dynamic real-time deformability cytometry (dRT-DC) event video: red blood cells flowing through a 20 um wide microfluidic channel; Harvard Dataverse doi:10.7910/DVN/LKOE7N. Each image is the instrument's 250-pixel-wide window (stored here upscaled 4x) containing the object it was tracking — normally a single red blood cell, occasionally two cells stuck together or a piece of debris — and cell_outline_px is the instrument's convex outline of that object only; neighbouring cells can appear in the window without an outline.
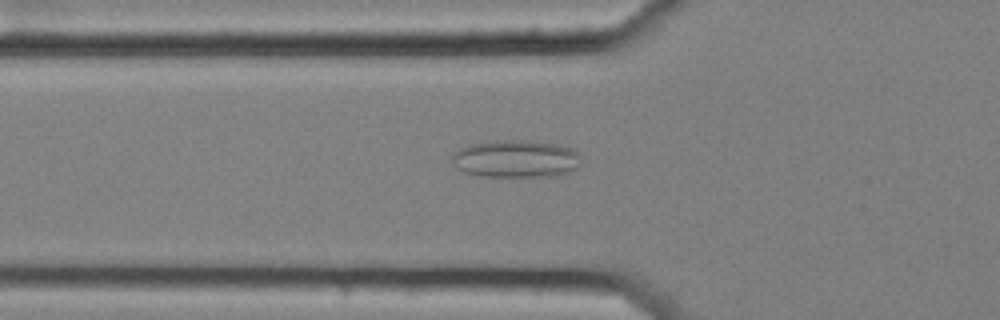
{"species": "common noctule bat (a hibernating species)", "species_latin": "Nyctalus noctula", "temperature_condition": "cold", "stored_images_in_passage": 56, "camera_frame_rate_fps": 3000, "um_per_image_px": 0.085, "animal": {"sex": "female", "body_mass_g": 25.1}, "frame": {"image": 1, "passage_image": 20, "time_ms": 6.333, "image_size_px": [1000, 320], "cell_outline_px": [[580, 164], [576, 168], [560, 176], [480, 176], [464, 172], [456, 168], [452, 164], [452, 156], [460, 148], [472, 144], [496, 140], [528, 140], [556, 144], [572, 148], [580, 156]], "centroid_in_image_um": [43.85, 13.5], "position_along_channel_um": 81.9, "area_um2": 28.32}}
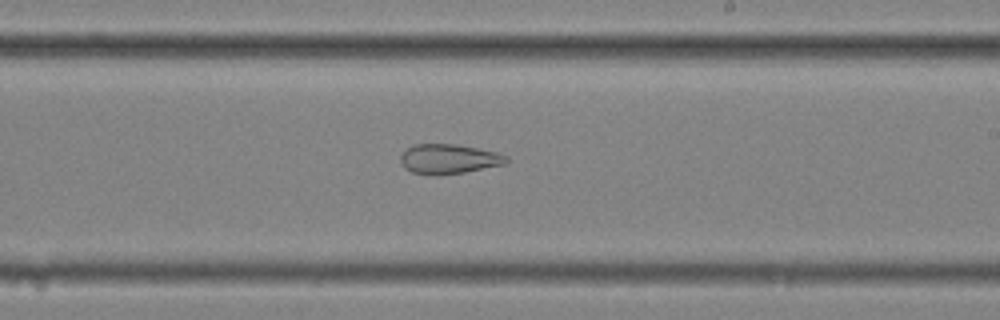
{"frame": {"image": 2, "passage_image": 34, "time_ms": 11.0, "image_size_px": [1000, 320], "cell_outline_px": [[508, 160], [504, 164], [464, 172], [440, 176], [432, 176], [412, 172], [404, 168], [400, 160], [400, 156], [404, 148], [412, 144], [456, 144], [496, 152], [508, 156]], "centroid_in_image_um": [38.08, 13.52], "position_along_channel_um": 250.9, "area_um2": 18.55}}
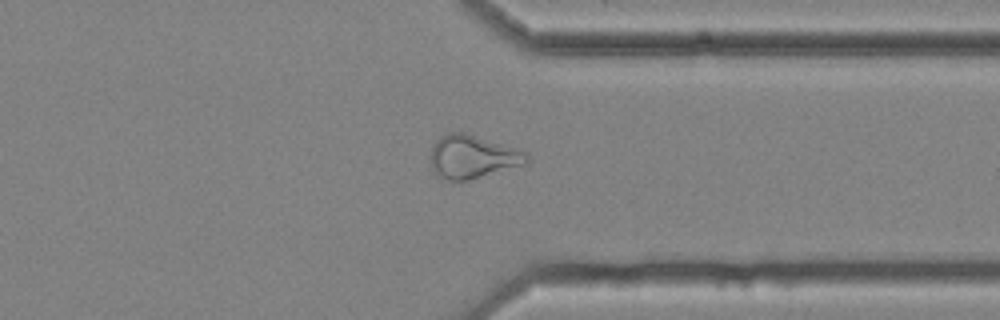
{"frame": {"image": 3, "passage_image": 44, "time_ms": 14.333, "image_size_px": [1000, 320], "cell_outline_px": [[532, 160], [528, 164], [468, 180], [448, 180], [436, 176], [432, 168], [432, 148], [436, 140], [440, 136], [448, 132], [464, 132], [520, 148], [528, 152]], "centroid_in_image_um": [40.26, 13.31], "position_along_channel_um": 371.1, "area_um2": 24.68}, "authors_computed_cell_mechanics": {"area_um2": 26.2412, "velocity_mm_per_s": 3.6186, "shape_relaxation_time_tau1_ms": null, "shape_relaxation_time_tau2_ms": 3.0101, "deformation_change_tau1": null, "deformation_change_tau2": 0.1032}}